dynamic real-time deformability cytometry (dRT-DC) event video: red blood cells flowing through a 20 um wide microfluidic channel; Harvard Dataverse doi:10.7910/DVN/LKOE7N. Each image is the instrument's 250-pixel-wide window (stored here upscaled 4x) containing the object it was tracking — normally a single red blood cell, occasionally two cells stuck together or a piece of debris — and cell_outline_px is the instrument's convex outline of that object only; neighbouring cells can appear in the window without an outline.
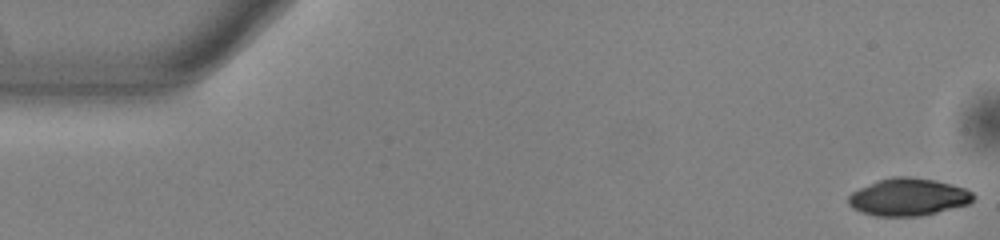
{"species": "common noctule bat (a hibernating species)", "species_latin": "Nyctalus noctula", "temperature_condition": "warm", "stored_images_in_passage": 54, "segment_of_instrument_passage": [1, 2], "camera_frame_rate_fps": 3000, "um_per_image_px": 0.085, "animal": {"sex": "male", "body_mass_g": 13.0, "forearm_length_mm": 53.1}, "frame": {"image": 1, "passage_image": 1, "time_ms": 0.0, "image_size_px": [1000, 240], "cell_outline_px": [[976, 196], [968, 204], [920, 216], [876, 216], [852, 208], [848, 204], [848, 196], [852, 192], [860, 188], [880, 180], [892, 176], [908, 176], [936, 180], [952, 184], [964, 188], [972, 192]], "centroid_in_image_um": [77.21, 16.74], "position_along_channel_um": 7.8, "area_um2": 27.05}}
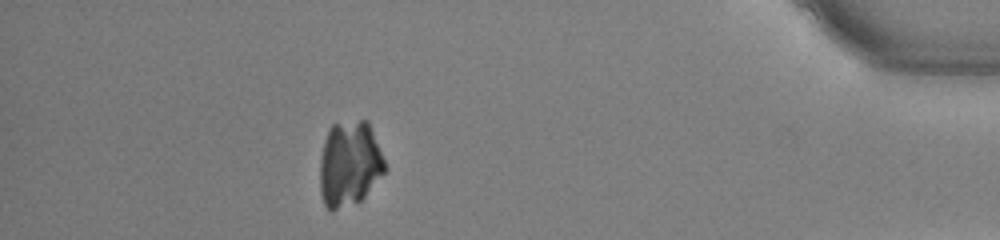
{"frame": {"image": 2, "passage_image": 47, "time_ms": 15.333, "image_size_px": [1000, 240], "cell_outline_px": [[384, 172], [364, 196], [356, 204], [332, 212], [324, 204], [320, 192], [320, 160], [324, 140], [328, 128], [332, 124], [360, 120], [368, 120], [384, 160]], "centroid_in_image_um": [29.67, 13.94], "position_along_channel_um": 405.5, "area_um2": 32.31}}